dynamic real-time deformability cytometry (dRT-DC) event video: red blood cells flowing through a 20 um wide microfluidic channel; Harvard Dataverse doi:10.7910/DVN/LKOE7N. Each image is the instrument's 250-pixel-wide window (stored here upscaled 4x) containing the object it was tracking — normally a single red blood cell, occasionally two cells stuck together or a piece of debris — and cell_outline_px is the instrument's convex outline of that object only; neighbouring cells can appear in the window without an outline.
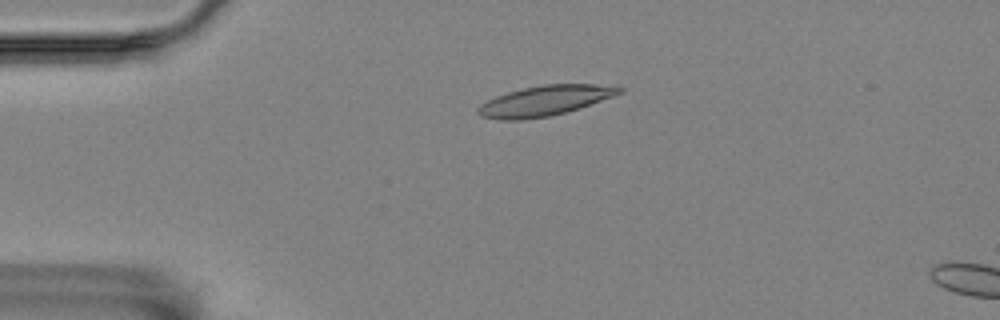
{"species": "Egyptian fruit bat (a non-hibernating species)", "species_latin": "Rousettus aegyptiacus", "temperature_condition": "room temperature", "stored_images_in_passage": 5, "camera_frame_rate_fps": 3000, "um_per_image_px": 0.085, "animal": {"sex": "female"}, "frame": {"image": 1, "passage_image": 4, "time_ms": 1.0, "image_size_px": [1000, 320], "cell_outline_px": [[624, 92], [580, 108], [548, 116], [520, 120], [496, 120], [480, 116], [476, 112], [476, 108], [480, 104], [496, 96], [508, 92], [524, 88], [544, 84], [620, 84], [624, 88]], "centroid_in_image_um": [46.35, 8.55], "position_along_channel_um": 38.7, "area_um2": 25.09}}